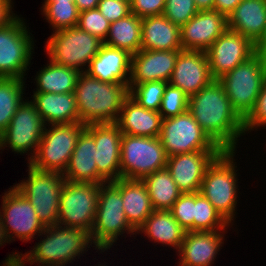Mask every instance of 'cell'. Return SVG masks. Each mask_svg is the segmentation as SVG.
<instances>
[{
  "label": "cell",
  "instance_id": "obj_1",
  "mask_svg": "<svg viewBox=\"0 0 266 266\" xmlns=\"http://www.w3.org/2000/svg\"><path fill=\"white\" fill-rule=\"evenodd\" d=\"M188 112L222 151H237L239 140L245 135L243 119L218 79L189 97Z\"/></svg>",
  "mask_w": 266,
  "mask_h": 266
},
{
  "label": "cell",
  "instance_id": "obj_2",
  "mask_svg": "<svg viewBox=\"0 0 266 266\" xmlns=\"http://www.w3.org/2000/svg\"><path fill=\"white\" fill-rule=\"evenodd\" d=\"M79 122L87 124L116 123L129 87L124 83L102 82L81 72L75 87Z\"/></svg>",
  "mask_w": 266,
  "mask_h": 266
},
{
  "label": "cell",
  "instance_id": "obj_3",
  "mask_svg": "<svg viewBox=\"0 0 266 266\" xmlns=\"http://www.w3.org/2000/svg\"><path fill=\"white\" fill-rule=\"evenodd\" d=\"M39 238V242H35V246L23 254L30 266H69L81 255H87L86 252L91 247H94L99 255L101 253L93 244L90 233L80 228L51 225L45 227Z\"/></svg>",
  "mask_w": 266,
  "mask_h": 266
},
{
  "label": "cell",
  "instance_id": "obj_4",
  "mask_svg": "<svg viewBox=\"0 0 266 266\" xmlns=\"http://www.w3.org/2000/svg\"><path fill=\"white\" fill-rule=\"evenodd\" d=\"M236 153L222 151L214 158L205 171L199 191L231 226L235 225L237 202L240 201Z\"/></svg>",
  "mask_w": 266,
  "mask_h": 266
},
{
  "label": "cell",
  "instance_id": "obj_5",
  "mask_svg": "<svg viewBox=\"0 0 266 266\" xmlns=\"http://www.w3.org/2000/svg\"><path fill=\"white\" fill-rule=\"evenodd\" d=\"M124 233L130 237L133 235L136 239V230L128 223L123 209L120 179L100 184L95 223L90 233L91 240L103 254L105 251L109 252L108 249L113 248L117 240L124 237Z\"/></svg>",
  "mask_w": 266,
  "mask_h": 266
},
{
  "label": "cell",
  "instance_id": "obj_6",
  "mask_svg": "<svg viewBox=\"0 0 266 266\" xmlns=\"http://www.w3.org/2000/svg\"><path fill=\"white\" fill-rule=\"evenodd\" d=\"M265 78L266 57L255 54L222 75L218 81L223 85L234 110L244 119L252 110Z\"/></svg>",
  "mask_w": 266,
  "mask_h": 266
},
{
  "label": "cell",
  "instance_id": "obj_7",
  "mask_svg": "<svg viewBox=\"0 0 266 266\" xmlns=\"http://www.w3.org/2000/svg\"><path fill=\"white\" fill-rule=\"evenodd\" d=\"M27 167L28 177L13 184L32 204L44 227L56 225L65 181L63 173L38 170L28 162Z\"/></svg>",
  "mask_w": 266,
  "mask_h": 266
},
{
  "label": "cell",
  "instance_id": "obj_8",
  "mask_svg": "<svg viewBox=\"0 0 266 266\" xmlns=\"http://www.w3.org/2000/svg\"><path fill=\"white\" fill-rule=\"evenodd\" d=\"M45 51L52 62L85 72L103 41L77 26L52 32Z\"/></svg>",
  "mask_w": 266,
  "mask_h": 266
},
{
  "label": "cell",
  "instance_id": "obj_9",
  "mask_svg": "<svg viewBox=\"0 0 266 266\" xmlns=\"http://www.w3.org/2000/svg\"><path fill=\"white\" fill-rule=\"evenodd\" d=\"M21 16L0 29V77L27 79L36 40Z\"/></svg>",
  "mask_w": 266,
  "mask_h": 266
},
{
  "label": "cell",
  "instance_id": "obj_10",
  "mask_svg": "<svg viewBox=\"0 0 266 266\" xmlns=\"http://www.w3.org/2000/svg\"><path fill=\"white\" fill-rule=\"evenodd\" d=\"M85 128L81 122L46 125L36 155L29 164L38 170L64 173Z\"/></svg>",
  "mask_w": 266,
  "mask_h": 266
},
{
  "label": "cell",
  "instance_id": "obj_11",
  "mask_svg": "<svg viewBox=\"0 0 266 266\" xmlns=\"http://www.w3.org/2000/svg\"><path fill=\"white\" fill-rule=\"evenodd\" d=\"M168 156L159 137L122 134L120 178L142 180L166 168Z\"/></svg>",
  "mask_w": 266,
  "mask_h": 266
},
{
  "label": "cell",
  "instance_id": "obj_12",
  "mask_svg": "<svg viewBox=\"0 0 266 266\" xmlns=\"http://www.w3.org/2000/svg\"><path fill=\"white\" fill-rule=\"evenodd\" d=\"M100 184L65 180L57 224L91 233L99 203Z\"/></svg>",
  "mask_w": 266,
  "mask_h": 266
},
{
  "label": "cell",
  "instance_id": "obj_13",
  "mask_svg": "<svg viewBox=\"0 0 266 266\" xmlns=\"http://www.w3.org/2000/svg\"><path fill=\"white\" fill-rule=\"evenodd\" d=\"M45 126L35 105L27 97L0 134V150L4 151L8 147L14 154H26L29 163L36 155Z\"/></svg>",
  "mask_w": 266,
  "mask_h": 266
},
{
  "label": "cell",
  "instance_id": "obj_14",
  "mask_svg": "<svg viewBox=\"0 0 266 266\" xmlns=\"http://www.w3.org/2000/svg\"><path fill=\"white\" fill-rule=\"evenodd\" d=\"M159 138L168 157L199 150H221L188 111L163 119Z\"/></svg>",
  "mask_w": 266,
  "mask_h": 266
},
{
  "label": "cell",
  "instance_id": "obj_15",
  "mask_svg": "<svg viewBox=\"0 0 266 266\" xmlns=\"http://www.w3.org/2000/svg\"><path fill=\"white\" fill-rule=\"evenodd\" d=\"M12 186L3 193L0 205L1 220L9 242L18 238L26 243L36 238L35 236L37 240L45 227L39 221L29 200L14 185Z\"/></svg>",
  "mask_w": 266,
  "mask_h": 266
},
{
  "label": "cell",
  "instance_id": "obj_16",
  "mask_svg": "<svg viewBox=\"0 0 266 266\" xmlns=\"http://www.w3.org/2000/svg\"><path fill=\"white\" fill-rule=\"evenodd\" d=\"M206 53L210 73L214 79H219L255 55V44L243 35L227 29Z\"/></svg>",
  "mask_w": 266,
  "mask_h": 266
},
{
  "label": "cell",
  "instance_id": "obj_17",
  "mask_svg": "<svg viewBox=\"0 0 266 266\" xmlns=\"http://www.w3.org/2000/svg\"><path fill=\"white\" fill-rule=\"evenodd\" d=\"M94 138L95 162L98 173L107 181L120 179V149L122 132L116 123L87 124Z\"/></svg>",
  "mask_w": 266,
  "mask_h": 266
},
{
  "label": "cell",
  "instance_id": "obj_18",
  "mask_svg": "<svg viewBox=\"0 0 266 266\" xmlns=\"http://www.w3.org/2000/svg\"><path fill=\"white\" fill-rule=\"evenodd\" d=\"M221 152L222 150H199L177 154L168 157L166 168L182 193L199 192L208 165Z\"/></svg>",
  "mask_w": 266,
  "mask_h": 266
},
{
  "label": "cell",
  "instance_id": "obj_19",
  "mask_svg": "<svg viewBox=\"0 0 266 266\" xmlns=\"http://www.w3.org/2000/svg\"><path fill=\"white\" fill-rule=\"evenodd\" d=\"M213 80L206 52L181 50L168 83L180 88L190 97L208 86Z\"/></svg>",
  "mask_w": 266,
  "mask_h": 266
},
{
  "label": "cell",
  "instance_id": "obj_20",
  "mask_svg": "<svg viewBox=\"0 0 266 266\" xmlns=\"http://www.w3.org/2000/svg\"><path fill=\"white\" fill-rule=\"evenodd\" d=\"M227 29L225 15L215 10L198 11L180 27L182 50L206 52Z\"/></svg>",
  "mask_w": 266,
  "mask_h": 266
},
{
  "label": "cell",
  "instance_id": "obj_21",
  "mask_svg": "<svg viewBox=\"0 0 266 266\" xmlns=\"http://www.w3.org/2000/svg\"><path fill=\"white\" fill-rule=\"evenodd\" d=\"M227 230L187 231L177 251V266H213L223 248Z\"/></svg>",
  "mask_w": 266,
  "mask_h": 266
},
{
  "label": "cell",
  "instance_id": "obj_22",
  "mask_svg": "<svg viewBox=\"0 0 266 266\" xmlns=\"http://www.w3.org/2000/svg\"><path fill=\"white\" fill-rule=\"evenodd\" d=\"M181 50H139L131 57L129 90L151 81L169 82Z\"/></svg>",
  "mask_w": 266,
  "mask_h": 266
},
{
  "label": "cell",
  "instance_id": "obj_23",
  "mask_svg": "<svg viewBox=\"0 0 266 266\" xmlns=\"http://www.w3.org/2000/svg\"><path fill=\"white\" fill-rule=\"evenodd\" d=\"M131 57L127 51L103 44L85 72L102 82L129 84Z\"/></svg>",
  "mask_w": 266,
  "mask_h": 266
},
{
  "label": "cell",
  "instance_id": "obj_24",
  "mask_svg": "<svg viewBox=\"0 0 266 266\" xmlns=\"http://www.w3.org/2000/svg\"><path fill=\"white\" fill-rule=\"evenodd\" d=\"M95 150L93 136L84 129L78 137L68 166L63 173L64 179L70 182L106 183L107 181L97 171Z\"/></svg>",
  "mask_w": 266,
  "mask_h": 266
},
{
  "label": "cell",
  "instance_id": "obj_25",
  "mask_svg": "<svg viewBox=\"0 0 266 266\" xmlns=\"http://www.w3.org/2000/svg\"><path fill=\"white\" fill-rule=\"evenodd\" d=\"M162 115L158 111L141 107L130 95L125 99L116 124L122 134L159 137Z\"/></svg>",
  "mask_w": 266,
  "mask_h": 266
},
{
  "label": "cell",
  "instance_id": "obj_26",
  "mask_svg": "<svg viewBox=\"0 0 266 266\" xmlns=\"http://www.w3.org/2000/svg\"><path fill=\"white\" fill-rule=\"evenodd\" d=\"M28 98L35 105L45 125L79 122L74 92H33Z\"/></svg>",
  "mask_w": 266,
  "mask_h": 266
},
{
  "label": "cell",
  "instance_id": "obj_27",
  "mask_svg": "<svg viewBox=\"0 0 266 266\" xmlns=\"http://www.w3.org/2000/svg\"><path fill=\"white\" fill-rule=\"evenodd\" d=\"M141 50H182L180 27L163 14L142 18Z\"/></svg>",
  "mask_w": 266,
  "mask_h": 266
},
{
  "label": "cell",
  "instance_id": "obj_28",
  "mask_svg": "<svg viewBox=\"0 0 266 266\" xmlns=\"http://www.w3.org/2000/svg\"><path fill=\"white\" fill-rule=\"evenodd\" d=\"M227 26L255 44L266 27V0H242L227 17Z\"/></svg>",
  "mask_w": 266,
  "mask_h": 266
},
{
  "label": "cell",
  "instance_id": "obj_29",
  "mask_svg": "<svg viewBox=\"0 0 266 266\" xmlns=\"http://www.w3.org/2000/svg\"><path fill=\"white\" fill-rule=\"evenodd\" d=\"M144 234L152 243L179 250L186 230L173 217L170 210H154L137 229L136 234ZM154 241V242H153Z\"/></svg>",
  "mask_w": 266,
  "mask_h": 266
},
{
  "label": "cell",
  "instance_id": "obj_30",
  "mask_svg": "<svg viewBox=\"0 0 266 266\" xmlns=\"http://www.w3.org/2000/svg\"><path fill=\"white\" fill-rule=\"evenodd\" d=\"M120 193L128 223L137 231L154 211L147 187L142 180L120 178Z\"/></svg>",
  "mask_w": 266,
  "mask_h": 266
},
{
  "label": "cell",
  "instance_id": "obj_31",
  "mask_svg": "<svg viewBox=\"0 0 266 266\" xmlns=\"http://www.w3.org/2000/svg\"><path fill=\"white\" fill-rule=\"evenodd\" d=\"M47 64L39 70L34 80L33 92L41 93H71L75 91L80 71L63 65H58L48 59ZM49 62V63H48Z\"/></svg>",
  "mask_w": 266,
  "mask_h": 266
},
{
  "label": "cell",
  "instance_id": "obj_32",
  "mask_svg": "<svg viewBox=\"0 0 266 266\" xmlns=\"http://www.w3.org/2000/svg\"><path fill=\"white\" fill-rule=\"evenodd\" d=\"M142 18L132 12L110 23L108 35L103 44L127 51L134 55L141 50Z\"/></svg>",
  "mask_w": 266,
  "mask_h": 266
},
{
  "label": "cell",
  "instance_id": "obj_33",
  "mask_svg": "<svg viewBox=\"0 0 266 266\" xmlns=\"http://www.w3.org/2000/svg\"><path fill=\"white\" fill-rule=\"evenodd\" d=\"M142 181L147 187L154 210H170L182 194L167 168L147 175Z\"/></svg>",
  "mask_w": 266,
  "mask_h": 266
},
{
  "label": "cell",
  "instance_id": "obj_34",
  "mask_svg": "<svg viewBox=\"0 0 266 266\" xmlns=\"http://www.w3.org/2000/svg\"><path fill=\"white\" fill-rule=\"evenodd\" d=\"M26 80L0 77V134L8 127L11 118L27 98L24 96Z\"/></svg>",
  "mask_w": 266,
  "mask_h": 266
},
{
  "label": "cell",
  "instance_id": "obj_35",
  "mask_svg": "<svg viewBox=\"0 0 266 266\" xmlns=\"http://www.w3.org/2000/svg\"><path fill=\"white\" fill-rule=\"evenodd\" d=\"M40 9L53 32L78 24L80 12L75 2L44 1Z\"/></svg>",
  "mask_w": 266,
  "mask_h": 266
},
{
  "label": "cell",
  "instance_id": "obj_36",
  "mask_svg": "<svg viewBox=\"0 0 266 266\" xmlns=\"http://www.w3.org/2000/svg\"><path fill=\"white\" fill-rule=\"evenodd\" d=\"M231 226L200 192H195L194 231H221Z\"/></svg>",
  "mask_w": 266,
  "mask_h": 266
},
{
  "label": "cell",
  "instance_id": "obj_37",
  "mask_svg": "<svg viewBox=\"0 0 266 266\" xmlns=\"http://www.w3.org/2000/svg\"><path fill=\"white\" fill-rule=\"evenodd\" d=\"M168 82L151 81L134 85L129 95L146 109L159 111L165 87Z\"/></svg>",
  "mask_w": 266,
  "mask_h": 266
},
{
  "label": "cell",
  "instance_id": "obj_38",
  "mask_svg": "<svg viewBox=\"0 0 266 266\" xmlns=\"http://www.w3.org/2000/svg\"><path fill=\"white\" fill-rule=\"evenodd\" d=\"M188 102L189 97L180 88L168 83L158 112L163 119L181 115L188 111Z\"/></svg>",
  "mask_w": 266,
  "mask_h": 266
},
{
  "label": "cell",
  "instance_id": "obj_39",
  "mask_svg": "<svg viewBox=\"0 0 266 266\" xmlns=\"http://www.w3.org/2000/svg\"><path fill=\"white\" fill-rule=\"evenodd\" d=\"M77 27L104 42L109 32L110 22L95 8L80 12Z\"/></svg>",
  "mask_w": 266,
  "mask_h": 266
},
{
  "label": "cell",
  "instance_id": "obj_40",
  "mask_svg": "<svg viewBox=\"0 0 266 266\" xmlns=\"http://www.w3.org/2000/svg\"><path fill=\"white\" fill-rule=\"evenodd\" d=\"M194 0H165L163 15L181 27L198 13Z\"/></svg>",
  "mask_w": 266,
  "mask_h": 266
},
{
  "label": "cell",
  "instance_id": "obj_41",
  "mask_svg": "<svg viewBox=\"0 0 266 266\" xmlns=\"http://www.w3.org/2000/svg\"><path fill=\"white\" fill-rule=\"evenodd\" d=\"M170 211L186 232L194 231L195 193H182Z\"/></svg>",
  "mask_w": 266,
  "mask_h": 266
},
{
  "label": "cell",
  "instance_id": "obj_42",
  "mask_svg": "<svg viewBox=\"0 0 266 266\" xmlns=\"http://www.w3.org/2000/svg\"><path fill=\"white\" fill-rule=\"evenodd\" d=\"M266 78L263 82L261 91L257 97V100L249 112V114L243 119L244 134L247 135L251 131H257L259 129H266ZM259 128V129H258Z\"/></svg>",
  "mask_w": 266,
  "mask_h": 266
},
{
  "label": "cell",
  "instance_id": "obj_43",
  "mask_svg": "<svg viewBox=\"0 0 266 266\" xmlns=\"http://www.w3.org/2000/svg\"><path fill=\"white\" fill-rule=\"evenodd\" d=\"M97 9L110 23L131 13L130 0H99Z\"/></svg>",
  "mask_w": 266,
  "mask_h": 266
},
{
  "label": "cell",
  "instance_id": "obj_44",
  "mask_svg": "<svg viewBox=\"0 0 266 266\" xmlns=\"http://www.w3.org/2000/svg\"><path fill=\"white\" fill-rule=\"evenodd\" d=\"M165 0H130V10L138 17L162 15Z\"/></svg>",
  "mask_w": 266,
  "mask_h": 266
},
{
  "label": "cell",
  "instance_id": "obj_45",
  "mask_svg": "<svg viewBox=\"0 0 266 266\" xmlns=\"http://www.w3.org/2000/svg\"><path fill=\"white\" fill-rule=\"evenodd\" d=\"M14 2L0 3V29L11 23L18 15L14 13Z\"/></svg>",
  "mask_w": 266,
  "mask_h": 266
},
{
  "label": "cell",
  "instance_id": "obj_46",
  "mask_svg": "<svg viewBox=\"0 0 266 266\" xmlns=\"http://www.w3.org/2000/svg\"><path fill=\"white\" fill-rule=\"evenodd\" d=\"M241 1L242 0H215L214 10L228 17Z\"/></svg>",
  "mask_w": 266,
  "mask_h": 266
},
{
  "label": "cell",
  "instance_id": "obj_47",
  "mask_svg": "<svg viewBox=\"0 0 266 266\" xmlns=\"http://www.w3.org/2000/svg\"><path fill=\"white\" fill-rule=\"evenodd\" d=\"M26 263H28V260L23 253L15 250L12 254L7 255L1 266H26Z\"/></svg>",
  "mask_w": 266,
  "mask_h": 266
},
{
  "label": "cell",
  "instance_id": "obj_48",
  "mask_svg": "<svg viewBox=\"0 0 266 266\" xmlns=\"http://www.w3.org/2000/svg\"><path fill=\"white\" fill-rule=\"evenodd\" d=\"M99 0H75L79 12L97 8Z\"/></svg>",
  "mask_w": 266,
  "mask_h": 266
},
{
  "label": "cell",
  "instance_id": "obj_49",
  "mask_svg": "<svg viewBox=\"0 0 266 266\" xmlns=\"http://www.w3.org/2000/svg\"><path fill=\"white\" fill-rule=\"evenodd\" d=\"M255 54L266 57V27L261 37L255 43Z\"/></svg>",
  "mask_w": 266,
  "mask_h": 266
},
{
  "label": "cell",
  "instance_id": "obj_50",
  "mask_svg": "<svg viewBox=\"0 0 266 266\" xmlns=\"http://www.w3.org/2000/svg\"><path fill=\"white\" fill-rule=\"evenodd\" d=\"M194 2L199 11L214 10L215 0H194Z\"/></svg>",
  "mask_w": 266,
  "mask_h": 266
},
{
  "label": "cell",
  "instance_id": "obj_51",
  "mask_svg": "<svg viewBox=\"0 0 266 266\" xmlns=\"http://www.w3.org/2000/svg\"><path fill=\"white\" fill-rule=\"evenodd\" d=\"M9 243V238L6 234L5 228L3 226L2 220H1V215H0V247L3 246L4 244Z\"/></svg>",
  "mask_w": 266,
  "mask_h": 266
},
{
  "label": "cell",
  "instance_id": "obj_52",
  "mask_svg": "<svg viewBox=\"0 0 266 266\" xmlns=\"http://www.w3.org/2000/svg\"><path fill=\"white\" fill-rule=\"evenodd\" d=\"M43 1L75 2V0H43Z\"/></svg>",
  "mask_w": 266,
  "mask_h": 266
},
{
  "label": "cell",
  "instance_id": "obj_53",
  "mask_svg": "<svg viewBox=\"0 0 266 266\" xmlns=\"http://www.w3.org/2000/svg\"><path fill=\"white\" fill-rule=\"evenodd\" d=\"M97 263H98V265H97V264H95V266H108V265H106V264H108V263H106V262H104V263L97 262Z\"/></svg>",
  "mask_w": 266,
  "mask_h": 266
},
{
  "label": "cell",
  "instance_id": "obj_54",
  "mask_svg": "<svg viewBox=\"0 0 266 266\" xmlns=\"http://www.w3.org/2000/svg\"><path fill=\"white\" fill-rule=\"evenodd\" d=\"M13 2V0H0V3Z\"/></svg>",
  "mask_w": 266,
  "mask_h": 266
}]
</instances>
